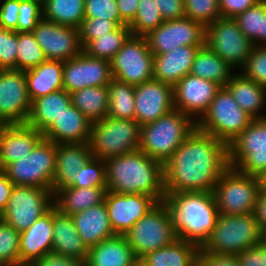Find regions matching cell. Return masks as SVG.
<instances>
[{"label":"cell","instance_id":"bcb514c9","mask_svg":"<svg viewBox=\"0 0 266 266\" xmlns=\"http://www.w3.org/2000/svg\"><path fill=\"white\" fill-rule=\"evenodd\" d=\"M85 88L84 51L78 56L64 61L63 89L72 93Z\"/></svg>","mask_w":266,"mask_h":266},{"label":"cell","instance_id":"52a82bcc","mask_svg":"<svg viewBox=\"0 0 266 266\" xmlns=\"http://www.w3.org/2000/svg\"><path fill=\"white\" fill-rule=\"evenodd\" d=\"M253 120L240 108L228 88L221 86L196 128L228 146Z\"/></svg>","mask_w":266,"mask_h":266},{"label":"cell","instance_id":"9a60e30c","mask_svg":"<svg viewBox=\"0 0 266 266\" xmlns=\"http://www.w3.org/2000/svg\"><path fill=\"white\" fill-rule=\"evenodd\" d=\"M206 27L190 18L164 21L146 36L148 47L154 55L167 53L179 46L205 45Z\"/></svg>","mask_w":266,"mask_h":266},{"label":"cell","instance_id":"f1b7e54d","mask_svg":"<svg viewBox=\"0 0 266 266\" xmlns=\"http://www.w3.org/2000/svg\"><path fill=\"white\" fill-rule=\"evenodd\" d=\"M63 66L64 61L46 60L25 71L31 101L63 89Z\"/></svg>","mask_w":266,"mask_h":266},{"label":"cell","instance_id":"6125c7cd","mask_svg":"<svg viewBox=\"0 0 266 266\" xmlns=\"http://www.w3.org/2000/svg\"><path fill=\"white\" fill-rule=\"evenodd\" d=\"M256 220L263 231H266V192H260L255 208Z\"/></svg>","mask_w":266,"mask_h":266},{"label":"cell","instance_id":"7dc6e473","mask_svg":"<svg viewBox=\"0 0 266 266\" xmlns=\"http://www.w3.org/2000/svg\"><path fill=\"white\" fill-rule=\"evenodd\" d=\"M242 69V74L266 87V46H253Z\"/></svg>","mask_w":266,"mask_h":266},{"label":"cell","instance_id":"c3c4849f","mask_svg":"<svg viewBox=\"0 0 266 266\" xmlns=\"http://www.w3.org/2000/svg\"><path fill=\"white\" fill-rule=\"evenodd\" d=\"M43 18V3L36 0H19L17 32H32Z\"/></svg>","mask_w":266,"mask_h":266},{"label":"cell","instance_id":"e7e4bbea","mask_svg":"<svg viewBox=\"0 0 266 266\" xmlns=\"http://www.w3.org/2000/svg\"><path fill=\"white\" fill-rule=\"evenodd\" d=\"M191 266H205V264L198 258Z\"/></svg>","mask_w":266,"mask_h":266},{"label":"cell","instance_id":"83f0119b","mask_svg":"<svg viewBox=\"0 0 266 266\" xmlns=\"http://www.w3.org/2000/svg\"><path fill=\"white\" fill-rule=\"evenodd\" d=\"M139 260L124 235H115L90 247L88 266H135Z\"/></svg>","mask_w":266,"mask_h":266},{"label":"cell","instance_id":"74e56055","mask_svg":"<svg viewBox=\"0 0 266 266\" xmlns=\"http://www.w3.org/2000/svg\"><path fill=\"white\" fill-rule=\"evenodd\" d=\"M234 19L253 46H266V0L259 1Z\"/></svg>","mask_w":266,"mask_h":266},{"label":"cell","instance_id":"03108f58","mask_svg":"<svg viewBox=\"0 0 266 266\" xmlns=\"http://www.w3.org/2000/svg\"><path fill=\"white\" fill-rule=\"evenodd\" d=\"M10 266H32L31 264H18V265H10Z\"/></svg>","mask_w":266,"mask_h":266},{"label":"cell","instance_id":"b9f144b4","mask_svg":"<svg viewBox=\"0 0 266 266\" xmlns=\"http://www.w3.org/2000/svg\"><path fill=\"white\" fill-rule=\"evenodd\" d=\"M20 232L0 218V262L8 265L20 264Z\"/></svg>","mask_w":266,"mask_h":266},{"label":"cell","instance_id":"8992f818","mask_svg":"<svg viewBox=\"0 0 266 266\" xmlns=\"http://www.w3.org/2000/svg\"><path fill=\"white\" fill-rule=\"evenodd\" d=\"M141 125L135 119L106 116L91 124L89 139L93 157L106 161L139 150Z\"/></svg>","mask_w":266,"mask_h":266},{"label":"cell","instance_id":"836d02e7","mask_svg":"<svg viewBox=\"0 0 266 266\" xmlns=\"http://www.w3.org/2000/svg\"><path fill=\"white\" fill-rule=\"evenodd\" d=\"M233 72V68L205 44L199 47L189 74L226 86Z\"/></svg>","mask_w":266,"mask_h":266},{"label":"cell","instance_id":"9c48e42d","mask_svg":"<svg viewBox=\"0 0 266 266\" xmlns=\"http://www.w3.org/2000/svg\"><path fill=\"white\" fill-rule=\"evenodd\" d=\"M124 236L138 260L177 240L169 211L163 201L158 202Z\"/></svg>","mask_w":266,"mask_h":266},{"label":"cell","instance_id":"d4e9b609","mask_svg":"<svg viewBox=\"0 0 266 266\" xmlns=\"http://www.w3.org/2000/svg\"><path fill=\"white\" fill-rule=\"evenodd\" d=\"M199 47L179 46L167 53L154 55L153 79L174 86L190 73Z\"/></svg>","mask_w":266,"mask_h":266},{"label":"cell","instance_id":"ba28073f","mask_svg":"<svg viewBox=\"0 0 266 266\" xmlns=\"http://www.w3.org/2000/svg\"><path fill=\"white\" fill-rule=\"evenodd\" d=\"M213 193L219 214L255 213L260 193L257 176L243 174L229 166L219 177Z\"/></svg>","mask_w":266,"mask_h":266},{"label":"cell","instance_id":"ffe728a7","mask_svg":"<svg viewBox=\"0 0 266 266\" xmlns=\"http://www.w3.org/2000/svg\"><path fill=\"white\" fill-rule=\"evenodd\" d=\"M135 120L142 126L174 110L173 86L151 80L135 86Z\"/></svg>","mask_w":266,"mask_h":266},{"label":"cell","instance_id":"5b68a950","mask_svg":"<svg viewBox=\"0 0 266 266\" xmlns=\"http://www.w3.org/2000/svg\"><path fill=\"white\" fill-rule=\"evenodd\" d=\"M262 241L264 231L255 213L219 214L209 239L201 248L215 254L237 255Z\"/></svg>","mask_w":266,"mask_h":266},{"label":"cell","instance_id":"4fadbf2b","mask_svg":"<svg viewBox=\"0 0 266 266\" xmlns=\"http://www.w3.org/2000/svg\"><path fill=\"white\" fill-rule=\"evenodd\" d=\"M153 62L145 36L130 35L110 61L112 78L133 86L151 81Z\"/></svg>","mask_w":266,"mask_h":266},{"label":"cell","instance_id":"7a4b0ae2","mask_svg":"<svg viewBox=\"0 0 266 266\" xmlns=\"http://www.w3.org/2000/svg\"><path fill=\"white\" fill-rule=\"evenodd\" d=\"M106 163L107 191L117 194H146L163 201L164 165L141 150L110 158Z\"/></svg>","mask_w":266,"mask_h":266},{"label":"cell","instance_id":"003e7915","mask_svg":"<svg viewBox=\"0 0 266 266\" xmlns=\"http://www.w3.org/2000/svg\"><path fill=\"white\" fill-rule=\"evenodd\" d=\"M135 266H145V265H143L140 261H138V262L135 264Z\"/></svg>","mask_w":266,"mask_h":266},{"label":"cell","instance_id":"6da1fadb","mask_svg":"<svg viewBox=\"0 0 266 266\" xmlns=\"http://www.w3.org/2000/svg\"><path fill=\"white\" fill-rule=\"evenodd\" d=\"M228 167V146L195 128L164 164L165 193L213 192Z\"/></svg>","mask_w":266,"mask_h":266},{"label":"cell","instance_id":"6f0895ef","mask_svg":"<svg viewBox=\"0 0 266 266\" xmlns=\"http://www.w3.org/2000/svg\"><path fill=\"white\" fill-rule=\"evenodd\" d=\"M84 262L79 259L66 257L58 253L49 252L35 260L32 266H83Z\"/></svg>","mask_w":266,"mask_h":266},{"label":"cell","instance_id":"8d00e7d4","mask_svg":"<svg viewBox=\"0 0 266 266\" xmlns=\"http://www.w3.org/2000/svg\"><path fill=\"white\" fill-rule=\"evenodd\" d=\"M107 116L116 119H135V86L112 78L108 84Z\"/></svg>","mask_w":266,"mask_h":266},{"label":"cell","instance_id":"9f6ffc18","mask_svg":"<svg viewBox=\"0 0 266 266\" xmlns=\"http://www.w3.org/2000/svg\"><path fill=\"white\" fill-rule=\"evenodd\" d=\"M261 0H219L221 17L235 18Z\"/></svg>","mask_w":266,"mask_h":266},{"label":"cell","instance_id":"603a6c76","mask_svg":"<svg viewBox=\"0 0 266 266\" xmlns=\"http://www.w3.org/2000/svg\"><path fill=\"white\" fill-rule=\"evenodd\" d=\"M92 122L72 104L42 132L55 144L87 143Z\"/></svg>","mask_w":266,"mask_h":266},{"label":"cell","instance_id":"e575fe53","mask_svg":"<svg viewBox=\"0 0 266 266\" xmlns=\"http://www.w3.org/2000/svg\"><path fill=\"white\" fill-rule=\"evenodd\" d=\"M70 94L72 105L92 123L107 116L109 107L107 86H88Z\"/></svg>","mask_w":266,"mask_h":266},{"label":"cell","instance_id":"60d3db41","mask_svg":"<svg viewBox=\"0 0 266 266\" xmlns=\"http://www.w3.org/2000/svg\"><path fill=\"white\" fill-rule=\"evenodd\" d=\"M164 22L153 0H140L135 18L128 24L131 35L146 36Z\"/></svg>","mask_w":266,"mask_h":266},{"label":"cell","instance_id":"91938a15","mask_svg":"<svg viewBox=\"0 0 266 266\" xmlns=\"http://www.w3.org/2000/svg\"><path fill=\"white\" fill-rule=\"evenodd\" d=\"M140 0H116L120 18L128 25L138 10Z\"/></svg>","mask_w":266,"mask_h":266},{"label":"cell","instance_id":"db71d44e","mask_svg":"<svg viewBox=\"0 0 266 266\" xmlns=\"http://www.w3.org/2000/svg\"><path fill=\"white\" fill-rule=\"evenodd\" d=\"M19 0H3L0 5V27L17 32Z\"/></svg>","mask_w":266,"mask_h":266},{"label":"cell","instance_id":"484cf974","mask_svg":"<svg viewBox=\"0 0 266 266\" xmlns=\"http://www.w3.org/2000/svg\"><path fill=\"white\" fill-rule=\"evenodd\" d=\"M52 252L85 262L89 252L70 215L53 206Z\"/></svg>","mask_w":266,"mask_h":266},{"label":"cell","instance_id":"4316f807","mask_svg":"<svg viewBox=\"0 0 266 266\" xmlns=\"http://www.w3.org/2000/svg\"><path fill=\"white\" fill-rule=\"evenodd\" d=\"M78 234L88 248L115 236L105 202L71 215Z\"/></svg>","mask_w":266,"mask_h":266},{"label":"cell","instance_id":"277c9868","mask_svg":"<svg viewBox=\"0 0 266 266\" xmlns=\"http://www.w3.org/2000/svg\"><path fill=\"white\" fill-rule=\"evenodd\" d=\"M196 128V122L179 110L141 126L139 150L163 165Z\"/></svg>","mask_w":266,"mask_h":266},{"label":"cell","instance_id":"2644e50d","mask_svg":"<svg viewBox=\"0 0 266 266\" xmlns=\"http://www.w3.org/2000/svg\"><path fill=\"white\" fill-rule=\"evenodd\" d=\"M264 241L266 242V231H264Z\"/></svg>","mask_w":266,"mask_h":266},{"label":"cell","instance_id":"7c38bea8","mask_svg":"<svg viewBox=\"0 0 266 266\" xmlns=\"http://www.w3.org/2000/svg\"><path fill=\"white\" fill-rule=\"evenodd\" d=\"M53 206L52 190L14 185L7 207L0 218L16 231L22 232L32 226Z\"/></svg>","mask_w":266,"mask_h":266},{"label":"cell","instance_id":"d6986e66","mask_svg":"<svg viewBox=\"0 0 266 266\" xmlns=\"http://www.w3.org/2000/svg\"><path fill=\"white\" fill-rule=\"evenodd\" d=\"M104 202L115 235H125L158 203L146 194H117L111 191L106 192Z\"/></svg>","mask_w":266,"mask_h":266},{"label":"cell","instance_id":"f6af8a7d","mask_svg":"<svg viewBox=\"0 0 266 266\" xmlns=\"http://www.w3.org/2000/svg\"><path fill=\"white\" fill-rule=\"evenodd\" d=\"M71 187H106L105 161L100 158L92 157L77 174L76 182Z\"/></svg>","mask_w":266,"mask_h":266},{"label":"cell","instance_id":"4dcf8cb0","mask_svg":"<svg viewBox=\"0 0 266 266\" xmlns=\"http://www.w3.org/2000/svg\"><path fill=\"white\" fill-rule=\"evenodd\" d=\"M71 104V94L64 89L34 99L26 124L43 132Z\"/></svg>","mask_w":266,"mask_h":266},{"label":"cell","instance_id":"8fae6325","mask_svg":"<svg viewBox=\"0 0 266 266\" xmlns=\"http://www.w3.org/2000/svg\"><path fill=\"white\" fill-rule=\"evenodd\" d=\"M228 165L253 176L266 170V117L254 119L228 145Z\"/></svg>","mask_w":266,"mask_h":266},{"label":"cell","instance_id":"d6a6232c","mask_svg":"<svg viewBox=\"0 0 266 266\" xmlns=\"http://www.w3.org/2000/svg\"><path fill=\"white\" fill-rule=\"evenodd\" d=\"M200 247L177 239L173 244L147 253L139 261L145 266H191L199 258Z\"/></svg>","mask_w":266,"mask_h":266},{"label":"cell","instance_id":"ac0fdd59","mask_svg":"<svg viewBox=\"0 0 266 266\" xmlns=\"http://www.w3.org/2000/svg\"><path fill=\"white\" fill-rule=\"evenodd\" d=\"M220 88L214 81L188 74L173 86L174 108L197 123Z\"/></svg>","mask_w":266,"mask_h":266},{"label":"cell","instance_id":"d590c367","mask_svg":"<svg viewBox=\"0 0 266 266\" xmlns=\"http://www.w3.org/2000/svg\"><path fill=\"white\" fill-rule=\"evenodd\" d=\"M43 18L79 29L85 19V0H44Z\"/></svg>","mask_w":266,"mask_h":266},{"label":"cell","instance_id":"ab89813d","mask_svg":"<svg viewBox=\"0 0 266 266\" xmlns=\"http://www.w3.org/2000/svg\"><path fill=\"white\" fill-rule=\"evenodd\" d=\"M17 51L16 70L25 72L47 60L32 32H18Z\"/></svg>","mask_w":266,"mask_h":266},{"label":"cell","instance_id":"94428289","mask_svg":"<svg viewBox=\"0 0 266 266\" xmlns=\"http://www.w3.org/2000/svg\"><path fill=\"white\" fill-rule=\"evenodd\" d=\"M14 184L8 179L7 175L0 170V215L7 207Z\"/></svg>","mask_w":266,"mask_h":266},{"label":"cell","instance_id":"a7ac6f4b","mask_svg":"<svg viewBox=\"0 0 266 266\" xmlns=\"http://www.w3.org/2000/svg\"><path fill=\"white\" fill-rule=\"evenodd\" d=\"M0 266H10V265L0 262Z\"/></svg>","mask_w":266,"mask_h":266},{"label":"cell","instance_id":"30bf717a","mask_svg":"<svg viewBox=\"0 0 266 266\" xmlns=\"http://www.w3.org/2000/svg\"><path fill=\"white\" fill-rule=\"evenodd\" d=\"M56 165V144L43 138L26 156L8 164L2 171L16 186L52 190Z\"/></svg>","mask_w":266,"mask_h":266},{"label":"cell","instance_id":"11a10c76","mask_svg":"<svg viewBox=\"0 0 266 266\" xmlns=\"http://www.w3.org/2000/svg\"><path fill=\"white\" fill-rule=\"evenodd\" d=\"M164 21L185 17L184 0H153Z\"/></svg>","mask_w":266,"mask_h":266},{"label":"cell","instance_id":"89a4df30","mask_svg":"<svg viewBox=\"0 0 266 266\" xmlns=\"http://www.w3.org/2000/svg\"><path fill=\"white\" fill-rule=\"evenodd\" d=\"M3 123L0 121V131H1V129H2V127H3Z\"/></svg>","mask_w":266,"mask_h":266},{"label":"cell","instance_id":"816d5d0a","mask_svg":"<svg viewBox=\"0 0 266 266\" xmlns=\"http://www.w3.org/2000/svg\"><path fill=\"white\" fill-rule=\"evenodd\" d=\"M117 27L118 25L114 21L107 19L85 18L79 28L82 48H84L90 41L115 30Z\"/></svg>","mask_w":266,"mask_h":266},{"label":"cell","instance_id":"f5cc1de1","mask_svg":"<svg viewBox=\"0 0 266 266\" xmlns=\"http://www.w3.org/2000/svg\"><path fill=\"white\" fill-rule=\"evenodd\" d=\"M236 256L241 266H266V242L262 241Z\"/></svg>","mask_w":266,"mask_h":266},{"label":"cell","instance_id":"ee69618b","mask_svg":"<svg viewBox=\"0 0 266 266\" xmlns=\"http://www.w3.org/2000/svg\"><path fill=\"white\" fill-rule=\"evenodd\" d=\"M85 87L108 86L112 79L110 61L88 56L84 52Z\"/></svg>","mask_w":266,"mask_h":266},{"label":"cell","instance_id":"2e32d148","mask_svg":"<svg viewBox=\"0 0 266 266\" xmlns=\"http://www.w3.org/2000/svg\"><path fill=\"white\" fill-rule=\"evenodd\" d=\"M31 108L25 72L8 69L0 73V121L3 124H24Z\"/></svg>","mask_w":266,"mask_h":266},{"label":"cell","instance_id":"f35d334b","mask_svg":"<svg viewBox=\"0 0 266 266\" xmlns=\"http://www.w3.org/2000/svg\"><path fill=\"white\" fill-rule=\"evenodd\" d=\"M130 35L128 25L118 26L115 30L90 41L83 51L90 57L111 61Z\"/></svg>","mask_w":266,"mask_h":266},{"label":"cell","instance_id":"3957f363","mask_svg":"<svg viewBox=\"0 0 266 266\" xmlns=\"http://www.w3.org/2000/svg\"><path fill=\"white\" fill-rule=\"evenodd\" d=\"M177 239L202 247L218 219L213 192L191 191L166 193L163 198Z\"/></svg>","mask_w":266,"mask_h":266},{"label":"cell","instance_id":"e0dca14e","mask_svg":"<svg viewBox=\"0 0 266 266\" xmlns=\"http://www.w3.org/2000/svg\"><path fill=\"white\" fill-rule=\"evenodd\" d=\"M47 60L68 61L82 51L79 29L42 18L32 31Z\"/></svg>","mask_w":266,"mask_h":266},{"label":"cell","instance_id":"5bb4252c","mask_svg":"<svg viewBox=\"0 0 266 266\" xmlns=\"http://www.w3.org/2000/svg\"><path fill=\"white\" fill-rule=\"evenodd\" d=\"M205 44L233 69L244 67L253 48L235 19L225 17L206 26Z\"/></svg>","mask_w":266,"mask_h":266},{"label":"cell","instance_id":"be15d7a7","mask_svg":"<svg viewBox=\"0 0 266 266\" xmlns=\"http://www.w3.org/2000/svg\"><path fill=\"white\" fill-rule=\"evenodd\" d=\"M259 190L260 192H266V170L261 172L258 176Z\"/></svg>","mask_w":266,"mask_h":266},{"label":"cell","instance_id":"681fc988","mask_svg":"<svg viewBox=\"0 0 266 266\" xmlns=\"http://www.w3.org/2000/svg\"><path fill=\"white\" fill-rule=\"evenodd\" d=\"M85 18H102L127 25L119 15L116 0H85Z\"/></svg>","mask_w":266,"mask_h":266},{"label":"cell","instance_id":"1f68e13d","mask_svg":"<svg viewBox=\"0 0 266 266\" xmlns=\"http://www.w3.org/2000/svg\"><path fill=\"white\" fill-rule=\"evenodd\" d=\"M106 187L77 188L66 187L54 194V206L62 213L73 215L105 200Z\"/></svg>","mask_w":266,"mask_h":266},{"label":"cell","instance_id":"44dd1931","mask_svg":"<svg viewBox=\"0 0 266 266\" xmlns=\"http://www.w3.org/2000/svg\"><path fill=\"white\" fill-rule=\"evenodd\" d=\"M93 157L89 142L56 144V165L52 192L72 186L77 174Z\"/></svg>","mask_w":266,"mask_h":266},{"label":"cell","instance_id":"7bdbcfd3","mask_svg":"<svg viewBox=\"0 0 266 266\" xmlns=\"http://www.w3.org/2000/svg\"><path fill=\"white\" fill-rule=\"evenodd\" d=\"M185 17L205 27L221 17L219 0H184Z\"/></svg>","mask_w":266,"mask_h":266},{"label":"cell","instance_id":"680465c9","mask_svg":"<svg viewBox=\"0 0 266 266\" xmlns=\"http://www.w3.org/2000/svg\"><path fill=\"white\" fill-rule=\"evenodd\" d=\"M199 259L205 266H241L236 255L210 253L204 251L201 247Z\"/></svg>","mask_w":266,"mask_h":266},{"label":"cell","instance_id":"f907efd6","mask_svg":"<svg viewBox=\"0 0 266 266\" xmlns=\"http://www.w3.org/2000/svg\"><path fill=\"white\" fill-rule=\"evenodd\" d=\"M18 32L0 27V67L16 69Z\"/></svg>","mask_w":266,"mask_h":266},{"label":"cell","instance_id":"cb8c5ba5","mask_svg":"<svg viewBox=\"0 0 266 266\" xmlns=\"http://www.w3.org/2000/svg\"><path fill=\"white\" fill-rule=\"evenodd\" d=\"M53 207L28 229L20 232V264H32L52 252Z\"/></svg>","mask_w":266,"mask_h":266},{"label":"cell","instance_id":"f546056e","mask_svg":"<svg viewBox=\"0 0 266 266\" xmlns=\"http://www.w3.org/2000/svg\"><path fill=\"white\" fill-rule=\"evenodd\" d=\"M226 87L240 108L253 119L266 117L261 114L266 103V87L246 78L242 73H234Z\"/></svg>","mask_w":266,"mask_h":266},{"label":"cell","instance_id":"7402d4cb","mask_svg":"<svg viewBox=\"0 0 266 266\" xmlns=\"http://www.w3.org/2000/svg\"><path fill=\"white\" fill-rule=\"evenodd\" d=\"M44 138L42 132L24 124H4L0 131V170L28 155Z\"/></svg>","mask_w":266,"mask_h":266}]
</instances>
